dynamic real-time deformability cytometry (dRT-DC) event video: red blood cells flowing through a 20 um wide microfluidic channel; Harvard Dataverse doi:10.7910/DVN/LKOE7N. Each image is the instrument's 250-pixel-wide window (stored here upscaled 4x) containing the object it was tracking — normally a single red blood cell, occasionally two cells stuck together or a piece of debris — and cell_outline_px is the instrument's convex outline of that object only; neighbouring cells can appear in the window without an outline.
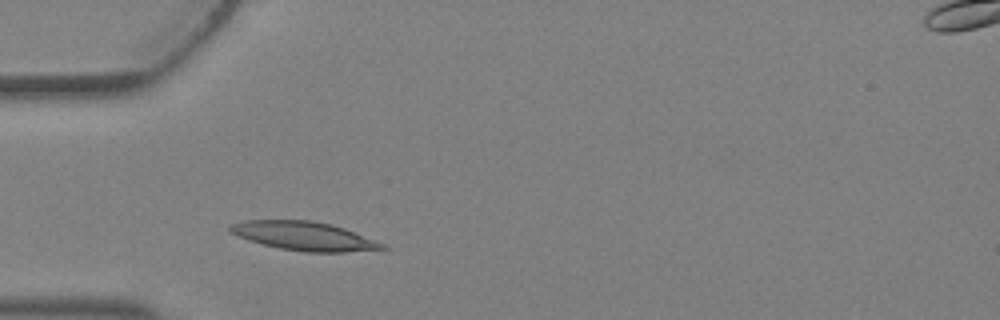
{"species": "Egyptian fruit bat (a non-hibernating species)", "species_latin": "Rousettus aegyptiacus", "temperature_condition": "warm", "stored_images_in_passage": 3, "camera_frame_rate_fps": 3000, "um_per_image_px": 0.085, "animal": {"sex": "female"}, "frame": {"image": 1, "passage_image": 2, "time_ms": 0.333, "image_size_px": [1000, 320], "cell_outline_px": [[388, 248], [344, 252], [304, 252], [280, 248], [248, 240], [232, 232], [228, 228], [232, 224], [244, 220], [312, 220], [332, 224], [344, 228], [384, 244]], "centroid_in_image_um": [25.84, 20.05], "position_along_channel_um": 59.2, "area_um2": 25.14}}